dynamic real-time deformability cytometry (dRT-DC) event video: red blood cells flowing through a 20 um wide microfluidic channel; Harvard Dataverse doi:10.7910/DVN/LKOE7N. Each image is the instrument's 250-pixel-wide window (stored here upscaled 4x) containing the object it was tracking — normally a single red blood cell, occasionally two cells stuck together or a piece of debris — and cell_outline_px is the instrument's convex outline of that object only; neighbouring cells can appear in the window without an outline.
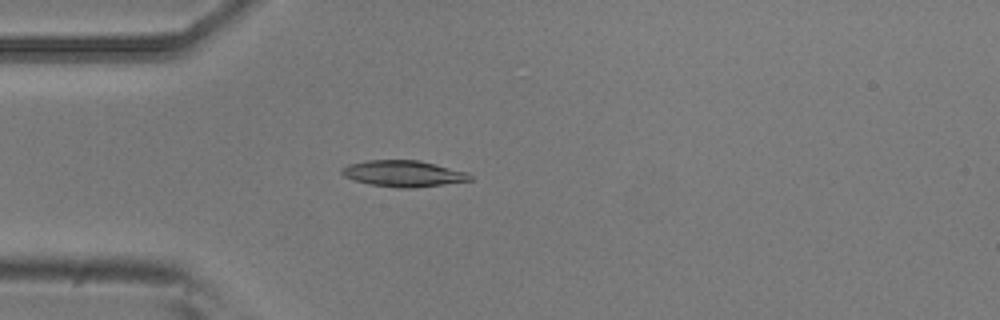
{"species": "common noctule bat (a hibernating species)", "species_latin": "Nyctalus noctula", "temperature_condition": "room temperature", "stored_images_in_passage": 4, "camera_frame_rate_fps": 3000, "um_per_image_px": 0.085, "animal": {"sex": "male", "body_mass_g": 20.5, "forearm_length_mm": 52.5}, "frame": {"image": 1, "passage_image": 4, "time_ms": 1.0, "image_size_px": [1000, 320], "cell_outline_px": [[472, 180], [416, 188], [400, 188], [372, 184], [356, 180], [344, 176], [340, 172], [340, 168], [348, 164], [364, 160], [420, 160], [468, 172], [472, 176]], "centroid_in_image_um": [34.29, 14.74], "position_along_channel_um": 50.7, "area_um2": 19.65}}